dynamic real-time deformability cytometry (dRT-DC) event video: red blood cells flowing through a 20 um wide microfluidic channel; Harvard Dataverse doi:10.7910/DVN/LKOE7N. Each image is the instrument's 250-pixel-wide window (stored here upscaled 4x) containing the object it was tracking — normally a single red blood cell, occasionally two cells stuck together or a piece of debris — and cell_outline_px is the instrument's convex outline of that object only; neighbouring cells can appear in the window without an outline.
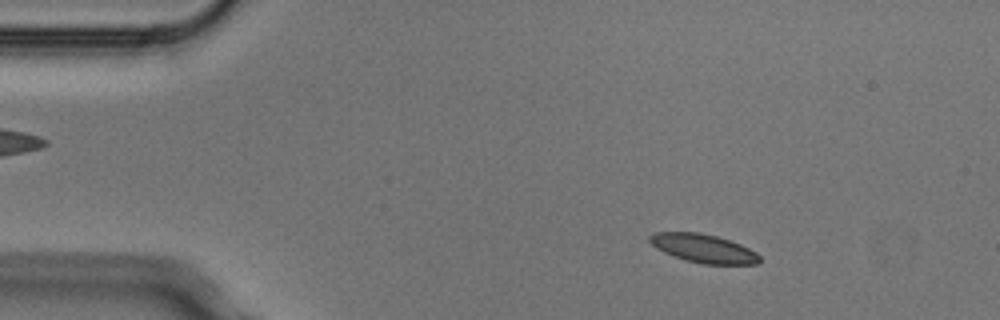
{"species": "Egyptian fruit bat (a non-hibernating species)", "species_latin": "Rousettus aegyptiacus", "temperature_condition": "cold", "stored_images_in_passage": 3, "camera_frame_rate_fps": 3000, "um_per_image_px": 0.085, "animal": {"sex": "male"}, "frame": {"image": 1, "passage_image": 1, "time_ms": 0.0, "image_size_px": [1000, 320], "cell_outline_px": [[760, 260], [756, 264], [704, 264], [684, 260], [664, 252], [656, 248], [648, 240], [648, 236], [652, 232], [700, 232], [716, 236], [740, 244], [756, 252], [760, 256]], "centroid_in_image_um": [59.76, 21.11], "position_along_channel_um": 25.2, "area_um2": 18.26}}